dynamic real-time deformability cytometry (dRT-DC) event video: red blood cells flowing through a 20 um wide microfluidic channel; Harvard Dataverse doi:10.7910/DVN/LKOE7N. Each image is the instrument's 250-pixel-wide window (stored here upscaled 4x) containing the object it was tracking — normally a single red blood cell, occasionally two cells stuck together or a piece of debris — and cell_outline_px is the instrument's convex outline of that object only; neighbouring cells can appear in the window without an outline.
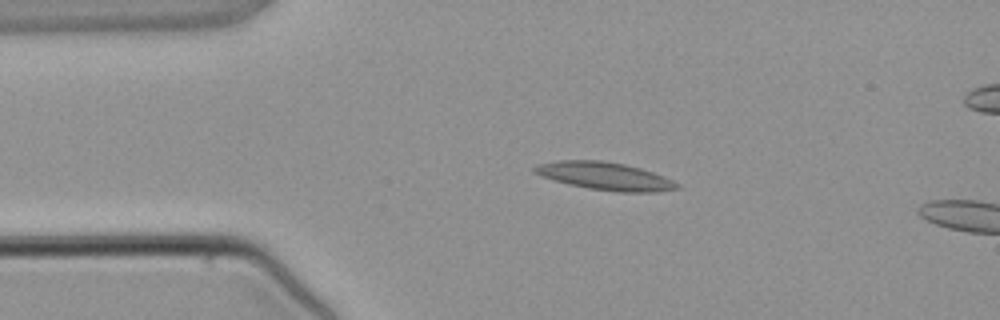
{"species": "common noctule bat (a hibernating species)", "species_latin": "Nyctalus noctula", "temperature_condition": "warm", "stored_images_in_passage": 4, "camera_frame_rate_fps": 3000, "um_per_image_px": 0.085, "animal": {"sex": "male", "body_mass_g": 21.5, "forearm_length_mm": 52.0}, "frame": {"image": 1, "passage_image": 2, "time_ms": 1.667, "image_size_px": [1000, 320], "cell_outline_px": [[680, 188], [656, 192], [616, 192], [588, 188], [568, 184], [540, 176], [532, 172], [532, 168], [540, 164], [556, 160], [604, 160], [624, 164], [640, 168], [664, 176], [680, 184]], "centroid_in_image_um": [51.41, 14.97], "position_along_channel_um": 33.6, "area_um2": 23.18}}